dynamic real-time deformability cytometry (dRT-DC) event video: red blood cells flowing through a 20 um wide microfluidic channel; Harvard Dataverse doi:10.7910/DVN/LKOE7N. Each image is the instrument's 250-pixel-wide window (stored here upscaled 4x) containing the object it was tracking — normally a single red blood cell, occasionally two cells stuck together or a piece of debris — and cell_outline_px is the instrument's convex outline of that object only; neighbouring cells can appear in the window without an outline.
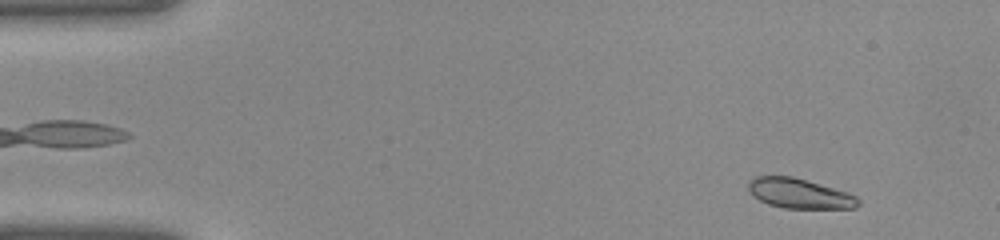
{"species": "common noctule bat (a hibernating species)", "species_latin": "Nyctalus noctula", "temperature_condition": "warm", "stored_images_in_passage": 40, "camera_frame_rate_fps": 3000, "um_per_image_px": 0.085, "animal": {"sex": "female", "body_mass_g": 22.0, "forearm_length_mm": 56.7}, "frame": {"image": 1, "passage_image": 3, "time_ms": 0.667, "image_size_px": [1000, 240], "cell_outline_px": [[860, 204], [856, 208], [784, 208], [768, 204], [752, 196], [748, 188], [748, 184], [752, 176], [792, 176], [848, 192], [856, 196], [860, 200]], "centroid_in_image_um": [67.94, 16.44], "position_along_channel_um": 17.1, "area_um2": 19.19}}
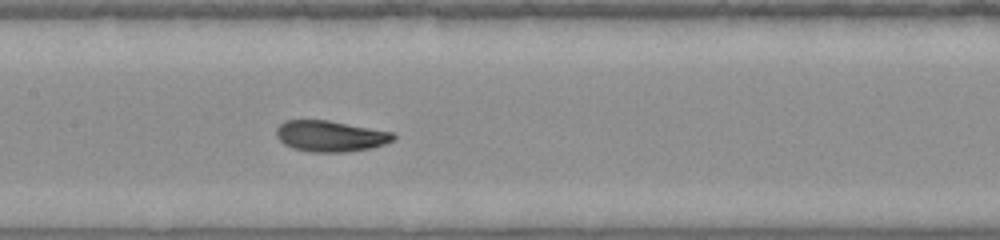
{"frame": {"image": 2, "passage_image": 19, "time_ms": 6.0, "image_size_px": [1000, 240], "cell_outline_px": [[396, 140], [372, 148], [344, 152], [312, 152], [292, 148], [284, 144], [276, 136], [276, 128], [284, 120], [328, 120], [396, 132]], "centroid_in_image_um": [28.12, 11.56], "position_along_channel_um": 179.3, "area_um2": 21.44}}
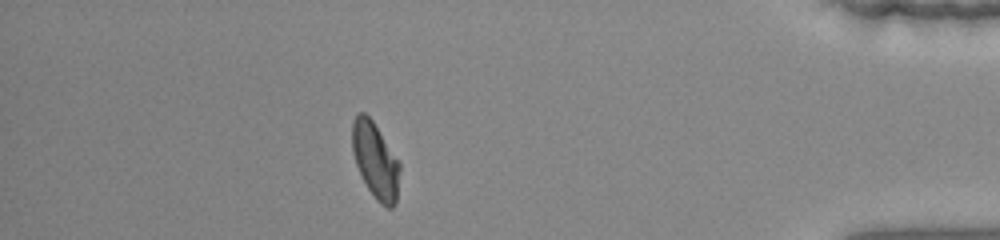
{"frame": {"image": 3, "passage_image": 35, "time_ms": 11.333, "image_size_px": [1000, 240], "cell_outline_px": [[400, 168], [396, 204], [392, 208], [388, 208], [380, 204], [376, 200], [368, 188], [356, 164], [352, 152], [352, 124], [356, 116], [360, 112], [364, 112], [372, 120], [400, 164]], "centroid_in_image_um": [31.9, 13.67], "position_along_channel_um": 403.3, "area_um2": 20.69}}